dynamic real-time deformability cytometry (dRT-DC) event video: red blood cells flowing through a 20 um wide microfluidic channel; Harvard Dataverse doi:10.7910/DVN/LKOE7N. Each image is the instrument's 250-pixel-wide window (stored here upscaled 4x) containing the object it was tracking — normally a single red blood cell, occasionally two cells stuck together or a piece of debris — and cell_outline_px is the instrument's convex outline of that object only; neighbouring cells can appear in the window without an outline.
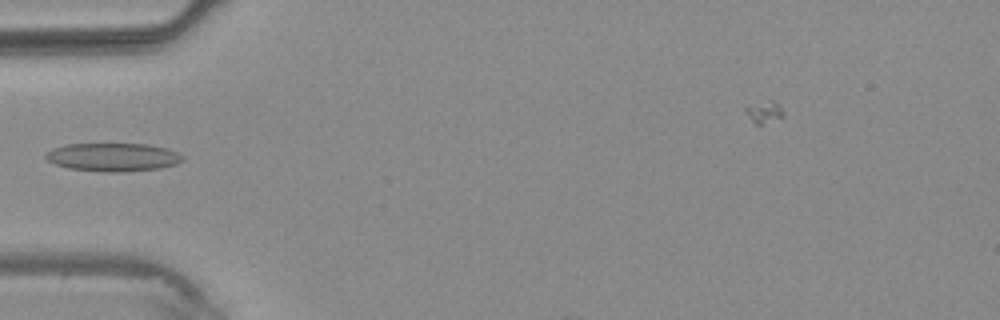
{"species": "common noctule bat (a hibernating species)", "species_latin": "Nyctalus noctula", "temperature_condition": "warm", "stored_images_in_passage": 5, "camera_frame_rate_fps": 3000, "um_per_image_px": 0.085, "animal": {"sex": "male", "body_mass_g": 20.4}, "frame": {"image": 1, "passage_image": 4, "time_ms": 3.333, "image_size_px": [1000, 320], "cell_outline_px": [[184, 160], [176, 164], [160, 168], [124, 172], [104, 172], [68, 168], [56, 164], [48, 160], [44, 156], [52, 148], [68, 144], [148, 144], [168, 148], [184, 156]], "centroid_in_image_um": [9.64, 13.36], "position_along_channel_um": 75.4, "area_um2": 22.6}}